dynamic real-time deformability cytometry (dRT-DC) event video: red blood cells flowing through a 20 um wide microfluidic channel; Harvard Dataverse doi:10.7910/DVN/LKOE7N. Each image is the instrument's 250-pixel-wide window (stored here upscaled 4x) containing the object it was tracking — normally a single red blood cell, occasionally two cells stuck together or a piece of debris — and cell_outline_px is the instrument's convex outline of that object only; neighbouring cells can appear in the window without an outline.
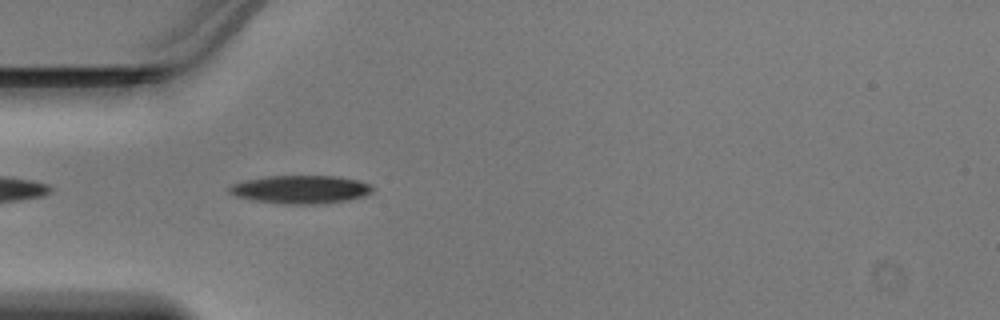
{"species": "Egyptian fruit bat (a non-hibernating species)", "species_latin": "Rousettus aegyptiacus", "temperature_condition": "warm", "stored_images_in_passage": 34, "camera_frame_rate_fps": 3000, "um_per_image_px": 0.085, "animal": {"sex": "male"}, "frame": {"image": 1, "passage_image": 1, "time_ms": 0.0, "image_size_px": [1000, 320], "cell_outline_px": [[376, 188], [372, 192], [364, 196], [348, 200], [316, 204], [292, 204], [256, 200], [236, 196], [228, 192], [228, 188], [232, 184], [244, 180], [268, 176], [340, 176], [360, 180], [372, 184]], "centroid_in_image_um": [25.63, 16.09], "position_along_channel_um": 59.4, "area_um2": 23.58}}
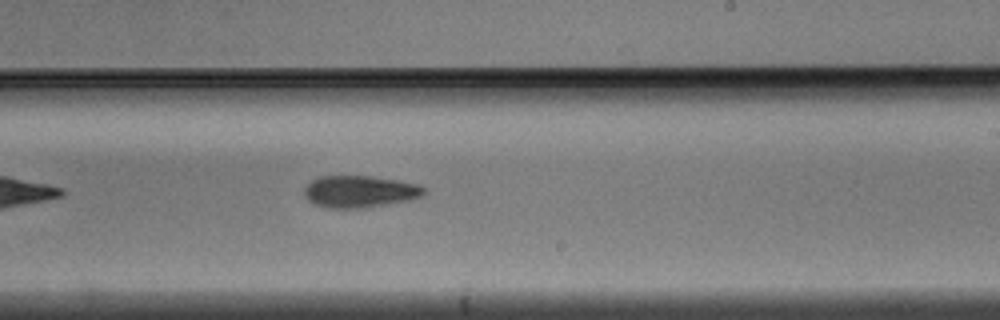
{"frame": {"image": 2, "passage_image": 15, "time_ms": 4.667, "image_size_px": [1000, 320], "cell_outline_px": [[424, 196], [408, 200], [364, 208], [328, 208], [316, 204], [308, 200], [304, 196], [304, 188], [312, 180], [320, 176], [368, 176], [400, 180], [416, 184], [424, 188]], "centroid_in_image_um": [30.56, 16.28], "position_along_channel_um": 258.4, "area_um2": 22.2}}
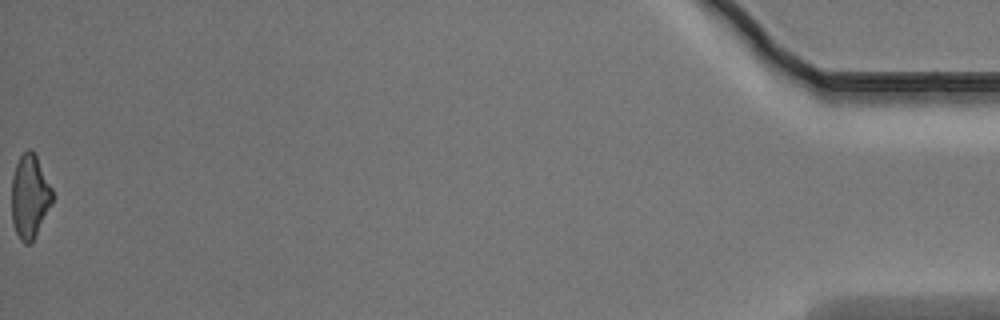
{"frame": {"image": 3, "passage_image": 34, "time_ms": 11.0, "image_size_px": [1000, 320], "cell_outline_px": [[52, 204], [32, 244], [24, 244], [20, 240], [12, 224], [12, 176], [16, 164], [20, 156], [28, 148], [36, 156], [52, 188]], "centroid_in_image_um": [2.52, 16.76], "position_along_channel_um": 432.7, "area_um2": 19.88}}